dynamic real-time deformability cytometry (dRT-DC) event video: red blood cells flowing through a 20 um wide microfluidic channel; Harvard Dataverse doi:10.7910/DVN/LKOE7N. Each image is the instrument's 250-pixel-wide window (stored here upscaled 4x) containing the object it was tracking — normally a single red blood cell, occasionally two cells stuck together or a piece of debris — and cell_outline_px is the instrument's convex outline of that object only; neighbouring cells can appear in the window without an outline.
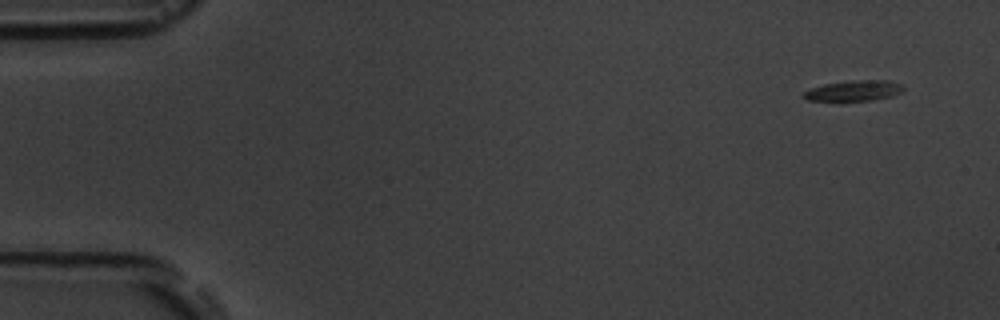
{"species": "common noctule bat (a hibernating species)", "species_latin": "Nyctalus noctula", "temperature_condition": "room temperature", "stored_images_in_passage": 16, "camera_frame_rate_fps": 3000, "um_per_image_px": 0.085, "animal": {"sex": "male", "body_mass_g": 19.5, "forearm_length_mm": 54.6}, "frame": {"image": 1, "passage_image": 1, "time_ms": 0.0, "image_size_px": [1000, 320], "cell_outline_px": [[904, 88], [900, 92], [892, 96], [872, 100], [840, 104], [808, 100], [800, 96], [804, 92], [812, 88], [824, 84], [852, 80], [888, 80], [904, 84]], "centroid_in_image_um": [72.52, 7.76], "position_along_channel_um": 12.5, "area_um2": 12.77}}
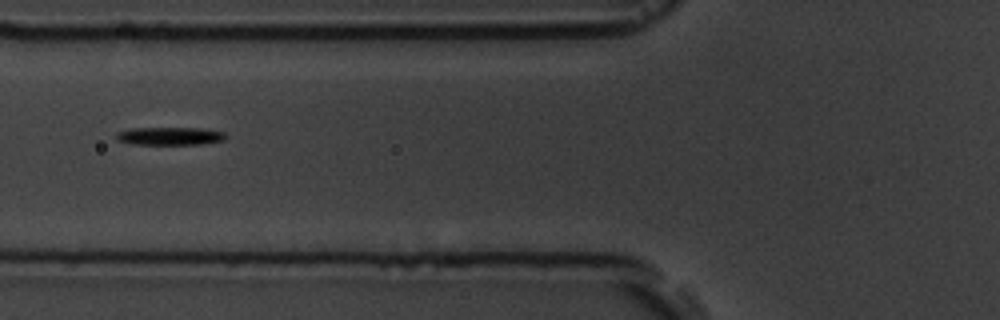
{"frame": {"image": 2, "passage_image": 6, "time_ms": 6.0, "image_size_px": [1000, 320], "cell_outline_px": [[228, 136], [224, 140], [204, 144], [132, 144], [116, 140], [116, 132], [132, 128], [204, 128], [224, 132]], "centroid_in_image_um": [14.46, 11.56], "position_along_channel_um": 111.3, "area_um2": 11.56}}
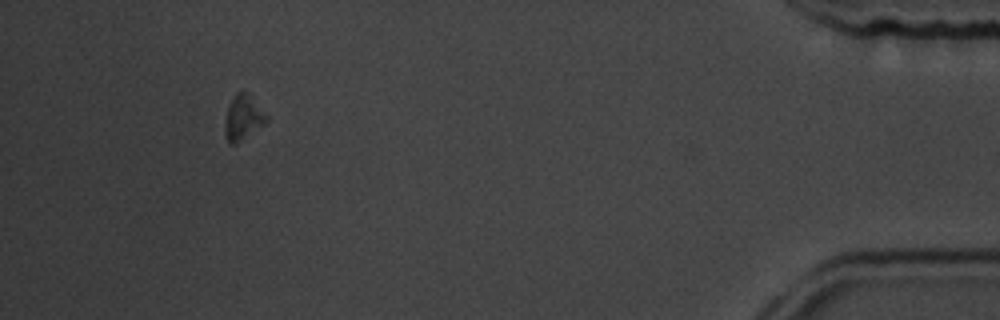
{"frame": {"image": 3, "passage_image": 15, "time_ms": 16.0, "image_size_px": [1000, 320], "cell_outline_px": [[268, 120], [264, 124], [236, 144], [228, 144], [224, 132], [224, 124], [228, 108], [232, 96], [240, 88], [244, 88], [248, 92], [268, 116]], "centroid_in_image_um": [20.65, 9.95], "position_along_channel_um": 414.6, "area_um2": 11.16}, "authors_computed_cell_mechanics": {"area_um2": 11.1554, "velocity_mm_per_s": 3.6907, "shape_relaxation_time_tau1_ms": 5.037, "shape_relaxation_time_tau2_ms": null, "deformation_change_tau1": 0.1151, "deformation_change_tau2": null}}